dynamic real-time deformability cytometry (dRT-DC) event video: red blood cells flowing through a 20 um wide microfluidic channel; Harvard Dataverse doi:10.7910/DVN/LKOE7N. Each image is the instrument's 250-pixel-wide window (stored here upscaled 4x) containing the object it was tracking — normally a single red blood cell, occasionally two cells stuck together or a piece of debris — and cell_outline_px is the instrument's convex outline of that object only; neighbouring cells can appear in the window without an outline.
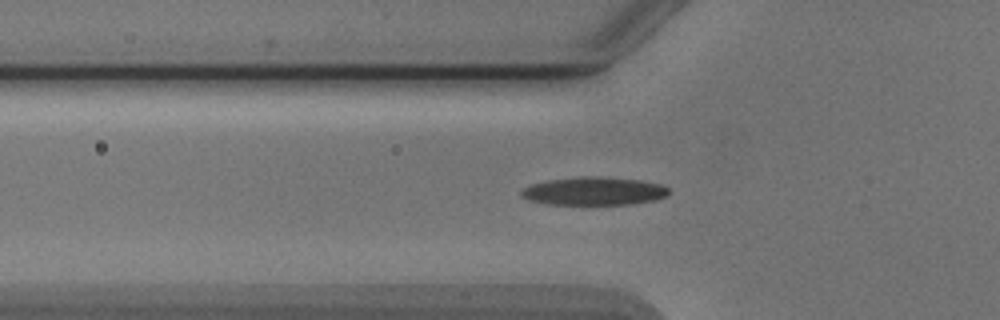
{"species": "Egyptian fruit bat (a non-hibernating species)", "species_latin": "Rousettus aegyptiacus", "temperature_condition": "cold", "stored_images_in_passage": 35, "camera_frame_rate_fps": 3000, "um_per_image_px": 0.085, "animal": {"sex": "male"}, "frame": {"image": 1, "passage_image": 2, "time_ms": 0.333, "image_size_px": [1000, 320], "cell_outline_px": [[672, 192], [668, 196], [656, 200], [632, 204], [548, 204], [528, 200], [520, 196], [520, 192], [524, 188], [532, 184], [548, 180], [580, 176], [600, 176], [640, 180], [660, 184], [668, 188]], "centroid_in_image_um": [50.52, 16.24], "position_along_channel_um": 75.3, "area_um2": 24.39}}
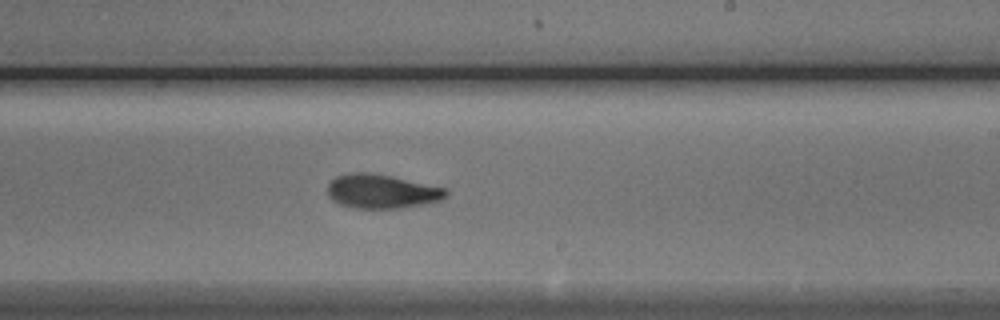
{"frame": {"image": 2, "passage_image": 16, "time_ms": 5.0, "image_size_px": [1000, 320], "cell_outline_px": [[448, 196], [440, 200], [424, 204], [400, 208], [352, 208], [340, 204], [332, 200], [328, 196], [328, 184], [336, 176], [352, 172], [368, 172], [392, 176], [448, 188]], "centroid_in_image_um": [32.46, 16.26], "position_along_channel_um": 256.5, "area_um2": 23.7}}
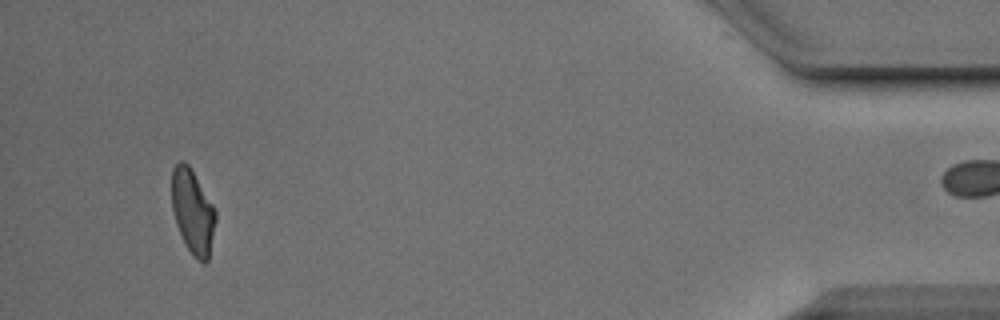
{"frame": {"image": 3, "passage_image": 34, "time_ms": 11.0, "image_size_px": [1000, 320], "cell_outline_px": [[216, 220], [208, 260], [204, 264], [188, 248], [176, 224], [172, 208], [172, 168], [180, 160], [184, 160], [188, 164], [212, 204], [216, 212]], "centroid_in_image_um": [16.37, 17.95], "position_along_channel_um": 418.8, "area_um2": 21.04}}